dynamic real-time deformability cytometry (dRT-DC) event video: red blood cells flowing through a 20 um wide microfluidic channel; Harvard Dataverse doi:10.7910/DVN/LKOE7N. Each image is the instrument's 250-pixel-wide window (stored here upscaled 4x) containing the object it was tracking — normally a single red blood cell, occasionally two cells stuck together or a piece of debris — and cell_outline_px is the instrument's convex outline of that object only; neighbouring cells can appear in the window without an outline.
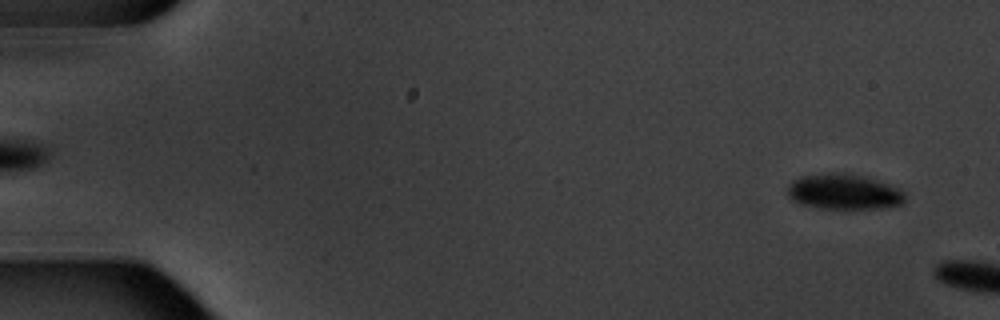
{"species": "common noctule bat (a hibernating species)", "species_latin": "Nyctalus noctula", "temperature_condition": "warm", "stored_images_in_passage": 2, "camera_frame_rate_fps": 3000, "um_per_image_px": 0.085, "animal": {"sex": "male", "body_mass_g": 20.1, "forearm_length_mm": 53.5}, "frame": {"image": 1, "passage_image": 2, "time_ms": 1.333, "image_size_px": [1000, 320], "cell_outline_px": [[904, 200], [900, 204], [888, 208], [848, 212], [816, 208], [800, 204], [792, 200], [788, 196], [788, 184], [792, 180], [800, 176], [832, 172], [864, 176], [900, 188], [904, 192]], "centroid_in_image_um": [71.72, 16.36], "position_along_channel_um": 13.3, "area_um2": 25.32}}